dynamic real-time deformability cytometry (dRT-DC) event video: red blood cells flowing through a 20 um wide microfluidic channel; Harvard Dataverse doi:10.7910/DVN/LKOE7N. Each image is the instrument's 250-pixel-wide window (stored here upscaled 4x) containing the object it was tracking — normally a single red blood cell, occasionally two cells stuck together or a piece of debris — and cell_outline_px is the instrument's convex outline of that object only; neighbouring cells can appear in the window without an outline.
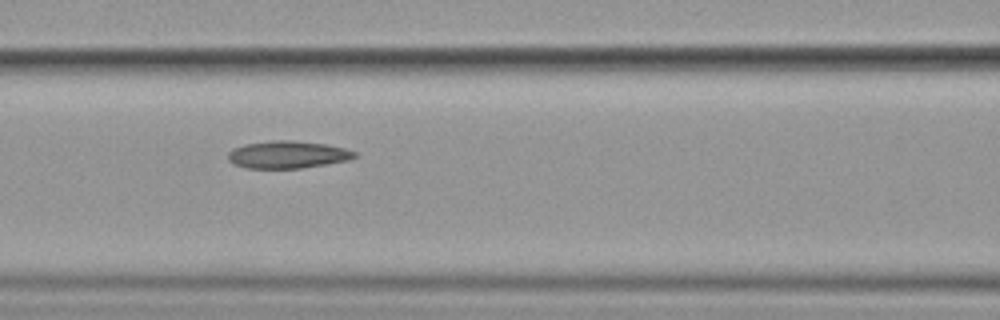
{"species": "common noctule bat (a hibernating species)", "species_latin": "Nyctalus noctula", "temperature_condition": "cold", "stored_images_in_passage": 13, "segment_of_instrument_passage": [1, 2], "camera_frame_rate_fps": 3000, "um_per_image_px": 0.085, "animal": {"sex": "female", "body_mass_g": 19.9}, "frame": {"image": 1, "passage_image": 7, "time_ms": 8.0, "image_size_px": [1000, 320], "cell_outline_px": [[356, 156], [348, 160], [300, 168], [248, 168], [232, 164], [228, 160], [228, 152], [232, 148], [244, 144], [272, 140], [292, 140], [324, 144], [344, 148], [356, 152]], "centroid_in_image_um": [24.39, 13.14], "position_along_channel_um": 142.2, "area_um2": 20.11}}
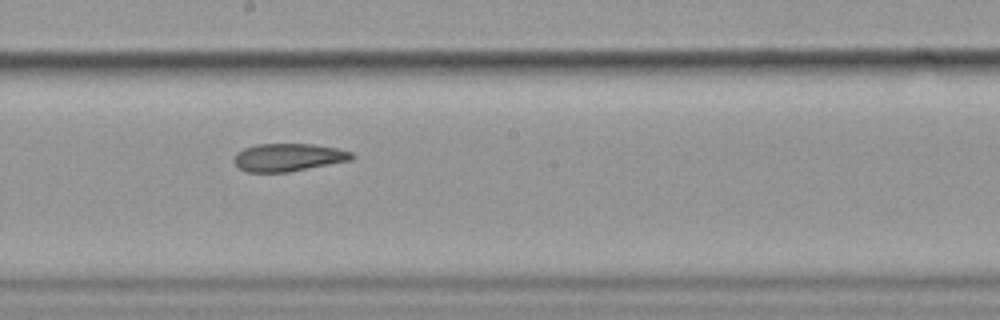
{"frame": {"image": 2, "passage_image": 9, "time_ms": 10.333, "image_size_px": [1000, 320], "cell_outline_px": [[356, 156], [352, 160], [288, 172], [248, 172], [240, 168], [232, 160], [236, 152], [244, 148], [256, 144], [312, 144], [336, 148], [352, 152]], "centroid_in_image_um": [24.5, 13.37], "position_along_channel_um": 223.7, "area_um2": 19.13}}
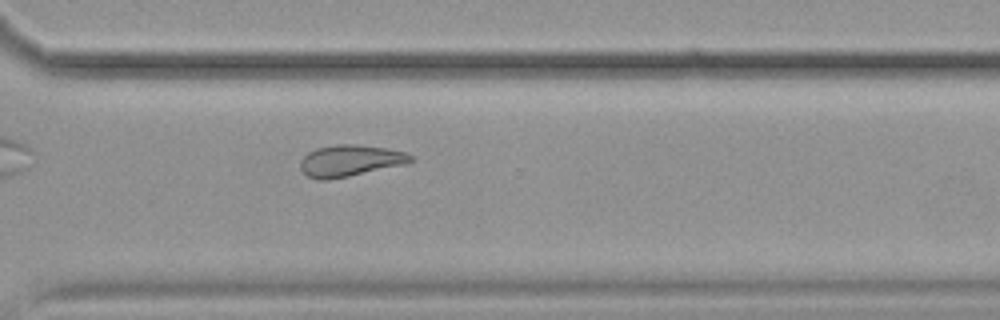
{"frame": {"image": 3, "passage_image": 12, "time_ms": 13.667, "image_size_px": [1000, 320], "cell_outline_px": [[412, 160], [408, 164], [328, 180], [320, 180], [308, 176], [300, 168], [300, 160], [308, 152], [316, 148], [336, 144], [356, 144], [384, 148], [404, 152], [412, 156]], "centroid_in_image_um": [29.74, 13.66], "position_along_channel_um": 340.9, "area_um2": 20.17}}